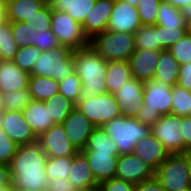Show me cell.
<instances>
[{
  "mask_svg": "<svg viewBox=\"0 0 191 191\" xmlns=\"http://www.w3.org/2000/svg\"><path fill=\"white\" fill-rule=\"evenodd\" d=\"M163 2L169 3L170 5L181 8L184 5L190 4L191 0H162Z\"/></svg>",
  "mask_w": 191,
  "mask_h": 191,
  "instance_id": "cell-54",
  "label": "cell"
},
{
  "mask_svg": "<svg viewBox=\"0 0 191 191\" xmlns=\"http://www.w3.org/2000/svg\"><path fill=\"white\" fill-rule=\"evenodd\" d=\"M40 145L47 157H68L74 156L78 150L70 142L62 124H54L46 132L37 137Z\"/></svg>",
  "mask_w": 191,
  "mask_h": 191,
  "instance_id": "cell-11",
  "label": "cell"
},
{
  "mask_svg": "<svg viewBox=\"0 0 191 191\" xmlns=\"http://www.w3.org/2000/svg\"><path fill=\"white\" fill-rule=\"evenodd\" d=\"M76 191H101L99 186H95V187H90V188H86V189H77Z\"/></svg>",
  "mask_w": 191,
  "mask_h": 191,
  "instance_id": "cell-55",
  "label": "cell"
},
{
  "mask_svg": "<svg viewBox=\"0 0 191 191\" xmlns=\"http://www.w3.org/2000/svg\"><path fill=\"white\" fill-rule=\"evenodd\" d=\"M191 112V91L174 85L172 87V114L180 117L188 116Z\"/></svg>",
  "mask_w": 191,
  "mask_h": 191,
  "instance_id": "cell-35",
  "label": "cell"
},
{
  "mask_svg": "<svg viewBox=\"0 0 191 191\" xmlns=\"http://www.w3.org/2000/svg\"><path fill=\"white\" fill-rule=\"evenodd\" d=\"M22 114L36 137L55 124L44 101L32 99L22 110Z\"/></svg>",
  "mask_w": 191,
  "mask_h": 191,
  "instance_id": "cell-20",
  "label": "cell"
},
{
  "mask_svg": "<svg viewBox=\"0 0 191 191\" xmlns=\"http://www.w3.org/2000/svg\"><path fill=\"white\" fill-rule=\"evenodd\" d=\"M180 65L168 50H161L156 65L154 79L161 80L172 87L177 84Z\"/></svg>",
  "mask_w": 191,
  "mask_h": 191,
  "instance_id": "cell-28",
  "label": "cell"
},
{
  "mask_svg": "<svg viewBox=\"0 0 191 191\" xmlns=\"http://www.w3.org/2000/svg\"><path fill=\"white\" fill-rule=\"evenodd\" d=\"M44 102L55 124H62L70 112L76 107L74 102L61 94L53 95Z\"/></svg>",
  "mask_w": 191,
  "mask_h": 191,
  "instance_id": "cell-30",
  "label": "cell"
},
{
  "mask_svg": "<svg viewBox=\"0 0 191 191\" xmlns=\"http://www.w3.org/2000/svg\"><path fill=\"white\" fill-rule=\"evenodd\" d=\"M65 132L70 142L78 151H82L88 142V138L95 128L91 121L75 107L63 121Z\"/></svg>",
  "mask_w": 191,
  "mask_h": 191,
  "instance_id": "cell-16",
  "label": "cell"
},
{
  "mask_svg": "<svg viewBox=\"0 0 191 191\" xmlns=\"http://www.w3.org/2000/svg\"><path fill=\"white\" fill-rule=\"evenodd\" d=\"M177 85L191 91V62L180 65Z\"/></svg>",
  "mask_w": 191,
  "mask_h": 191,
  "instance_id": "cell-47",
  "label": "cell"
},
{
  "mask_svg": "<svg viewBox=\"0 0 191 191\" xmlns=\"http://www.w3.org/2000/svg\"><path fill=\"white\" fill-rule=\"evenodd\" d=\"M12 187V177L10 166L8 164L0 163V189H7Z\"/></svg>",
  "mask_w": 191,
  "mask_h": 191,
  "instance_id": "cell-51",
  "label": "cell"
},
{
  "mask_svg": "<svg viewBox=\"0 0 191 191\" xmlns=\"http://www.w3.org/2000/svg\"><path fill=\"white\" fill-rule=\"evenodd\" d=\"M181 15L183 16V19L186 24H189L191 22V3L184 5L180 8Z\"/></svg>",
  "mask_w": 191,
  "mask_h": 191,
  "instance_id": "cell-53",
  "label": "cell"
},
{
  "mask_svg": "<svg viewBox=\"0 0 191 191\" xmlns=\"http://www.w3.org/2000/svg\"><path fill=\"white\" fill-rule=\"evenodd\" d=\"M187 31L191 34V22L187 24Z\"/></svg>",
  "mask_w": 191,
  "mask_h": 191,
  "instance_id": "cell-60",
  "label": "cell"
},
{
  "mask_svg": "<svg viewBox=\"0 0 191 191\" xmlns=\"http://www.w3.org/2000/svg\"><path fill=\"white\" fill-rule=\"evenodd\" d=\"M95 3L96 0H56L51 7L53 10L66 12L76 22L83 24Z\"/></svg>",
  "mask_w": 191,
  "mask_h": 191,
  "instance_id": "cell-26",
  "label": "cell"
},
{
  "mask_svg": "<svg viewBox=\"0 0 191 191\" xmlns=\"http://www.w3.org/2000/svg\"><path fill=\"white\" fill-rule=\"evenodd\" d=\"M186 154L191 156V146L188 148V150L186 151Z\"/></svg>",
  "mask_w": 191,
  "mask_h": 191,
  "instance_id": "cell-62",
  "label": "cell"
},
{
  "mask_svg": "<svg viewBox=\"0 0 191 191\" xmlns=\"http://www.w3.org/2000/svg\"><path fill=\"white\" fill-rule=\"evenodd\" d=\"M3 93L0 91V113L4 110L3 108Z\"/></svg>",
  "mask_w": 191,
  "mask_h": 191,
  "instance_id": "cell-57",
  "label": "cell"
},
{
  "mask_svg": "<svg viewBox=\"0 0 191 191\" xmlns=\"http://www.w3.org/2000/svg\"><path fill=\"white\" fill-rule=\"evenodd\" d=\"M89 46L106 61H128L136 49L134 34L108 30L95 35Z\"/></svg>",
  "mask_w": 191,
  "mask_h": 191,
  "instance_id": "cell-6",
  "label": "cell"
},
{
  "mask_svg": "<svg viewBox=\"0 0 191 191\" xmlns=\"http://www.w3.org/2000/svg\"><path fill=\"white\" fill-rule=\"evenodd\" d=\"M157 32H159L160 44L162 50L168 48L178 42L188 31L187 27H160L157 25Z\"/></svg>",
  "mask_w": 191,
  "mask_h": 191,
  "instance_id": "cell-42",
  "label": "cell"
},
{
  "mask_svg": "<svg viewBox=\"0 0 191 191\" xmlns=\"http://www.w3.org/2000/svg\"><path fill=\"white\" fill-rule=\"evenodd\" d=\"M57 46H59V43L51 29L39 30L35 34V47H37L41 52Z\"/></svg>",
  "mask_w": 191,
  "mask_h": 191,
  "instance_id": "cell-45",
  "label": "cell"
},
{
  "mask_svg": "<svg viewBox=\"0 0 191 191\" xmlns=\"http://www.w3.org/2000/svg\"><path fill=\"white\" fill-rule=\"evenodd\" d=\"M135 48L142 50H162L157 25H141L134 33Z\"/></svg>",
  "mask_w": 191,
  "mask_h": 191,
  "instance_id": "cell-31",
  "label": "cell"
},
{
  "mask_svg": "<svg viewBox=\"0 0 191 191\" xmlns=\"http://www.w3.org/2000/svg\"><path fill=\"white\" fill-rule=\"evenodd\" d=\"M13 191H32L29 189H12ZM33 191H41V190H33Z\"/></svg>",
  "mask_w": 191,
  "mask_h": 191,
  "instance_id": "cell-59",
  "label": "cell"
},
{
  "mask_svg": "<svg viewBox=\"0 0 191 191\" xmlns=\"http://www.w3.org/2000/svg\"><path fill=\"white\" fill-rule=\"evenodd\" d=\"M151 134L162 143L169 154L184 153L180 116L172 113L162 115L151 126Z\"/></svg>",
  "mask_w": 191,
  "mask_h": 191,
  "instance_id": "cell-10",
  "label": "cell"
},
{
  "mask_svg": "<svg viewBox=\"0 0 191 191\" xmlns=\"http://www.w3.org/2000/svg\"><path fill=\"white\" fill-rule=\"evenodd\" d=\"M47 156L36 142L20 145L10 166L12 189L46 191L48 178L45 174Z\"/></svg>",
  "mask_w": 191,
  "mask_h": 191,
  "instance_id": "cell-1",
  "label": "cell"
},
{
  "mask_svg": "<svg viewBox=\"0 0 191 191\" xmlns=\"http://www.w3.org/2000/svg\"><path fill=\"white\" fill-rule=\"evenodd\" d=\"M135 191H166L160 182L155 178H151L135 184Z\"/></svg>",
  "mask_w": 191,
  "mask_h": 191,
  "instance_id": "cell-49",
  "label": "cell"
},
{
  "mask_svg": "<svg viewBox=\"0 0 191 191\" xmlns=\"http://www.w3.org/2000/svg\"><path fill=\"white\" fill-rule=\"evenodd\" d=\"M30 74L13 61L0 60V91L8 93L27 88Z\"/></svg>",
  "mask_w": 191,
  "mask_h": 191,
  "instance_id": "cell-21",
  "label": "cell"
},
{
  "mask_svg": "<svg viewBox=\"0 0 191 191\" xmlns=\"http://www.w3.org/2000/svg\"><path fill=\"white\" fill-rule=\"evenodd\" d=\"M160 52L161 50L135 49L128 60L132 76L142 82L154 79Z\"/></svg>",
  "mask_w": 191,
  "mask_h": 191,
  "instance_id": "cell-17",
  "label": "cell"
},
{
  "mask_svg": "<svg viewBox=\"0 0 191 191\" xmlns=\"http://www.w3.org/2000/svg\"><path fill=\"white\" fill-rule=\"evenodd\" d=\"M52 7L46 4L42 9L36 12L35 16L27 24L28 27L38 32L39 30H48L51 28L52 21Z\"/></svg>",
  "mask_w": 191,
  "mask_h": 191,
  "instance_id": "cell-43",
  "label": "cell"
},
{
  "mask_svg": "<svg viewBox=\"0 0 191 191\" xmlns=\"http://www.w3.org/2000/svg\"><path fill=\"white\" fill-rule=\"evenodd\" d=\"M156 25L160 27H187L180 8H176L169 3L161 2L157 14Z\"/></svg>",
  "mask_w": 191,
  "mask_h": 191,
  "instance_id": "cell-33",
  "label": "cell"
},
{
  "mask_svg": "<svg viewBox=\"0 0 191 191\" xmlns=\"http://www.w3.org/2000/svg\"><path fill=\"white\" fill-rule=\"evenodd\" d=\"M179 65L191 62V34L187 32L178 42L168 48Z\"/></svg>",
  "mask_w": 191,
  "mask_h": 191,
  "instance_id": "cell-40",
  "label": "cell"
},
{
  "mask_svg": "<svg viewBox=\"0 0 191 191\" xmlns=\"http://www.w3.org/2000/svg\"><path fill=\"white\" fill-rule=\"evenodd\" d=\"M31 98L46 101L53 95L59 94V82L53 78L30 75L27 86Z\"/></svg>",
  "mask_w": 191,
  "mask_h": 191,
  "instance_id": "cell-27",
  "label": "cell"
},
{
  "mask_svg": "<svg viewBox=\"0 0 191 191\" xmlns=\"http://www.w3.org/2000/svg\"><path fill=\"white\" fill-rule=\"evenodd\" d=\"M8 21L7 1L0 0V24Z\"/></svg>",
  "mask_w": 191,
  "mask_h": 191,
  "instance_id": "cell-52",
  "label": "cell"
},
{
  "mask_svg": "<svg viewBox=\"0 0 191 191\" xmlns=\"http://www.w3.org/2000/svg\"><path fill=\"white\" fill-rule=\"evenodd\" d=\"M82 153H103L119 156V149L112 138L101 128L95 127L88 138L86 147Z\"/></svg>",
  "mask_w": 191,
  "mask_h": 191,
  "instance_id": "cell-25",
  "label": "cell"
},
{
  "mask_svg": "<svg viewBox=\"0 0 191 191\" xmlns=\"http://www.w3.org/2000/svg\"><path fill=\"white\" fill-rule=\"evenodd\" d=\"M172 111V86L152 79L144 82L143 104L138 110L136 119L153 126L162 115Z\"/></svg>",
  "mask_w": 191,
  "mask_h": 191,
  "instance_id": "cell-3",
  "label": "cell"
},
{
  "mask_svg": "<svg viewBox=\"0 0 191 191\" xmlns=\"http://www.w3.org/2000/svg\"><path fill=\"white\" fill-rule=\"evenodd\" d=\"M180 191H191V187L183 189V190H180Z\"/></svg>",
  "mask_w": 191,
  "mask_h": 191,
  "instance_id": "cell-64",
  "label": "cell"
},
{
  "mask_svg": "<svg viewBox=\"0 0 191 191\" xmlns=\"http://www.w3.org/2000/svg\"><path fill=\"white\" fill-rule=\"evenodd\" d=\"M11 30L13 38L19 48L35 46V34L37 32L28 27L26 23L11 22Z\"/></svg>",
  "mask_w": 191,
  "mask_h": 191,
  "instance_id": "cell-39",
  "label": "cell"
},
{
  "mask_svg": "<svg viewBox=\"0 0 191 191\" xmlns=\"http://www.w3.org/2000/svg\"><path fill=\"white\" fill-rule=\"evenodd\" d=\"M143 93L144 82L134 77L122 84V86L113 93L123 116L136 117L138 110L143 104Z\"/></svg>",
  "mask_w": 191,
  "mask_h": 191,
  "instance_id": "cell-15",
  "label": "cell"
},
{
  "mask_svg": "<svg viewBox=\"0 0 191 191\" xmlns=\"http://www.w3.org/2000/svg\"><path fill=\"white\" fill-rule=\"evenodd\" d=\"M113 5L114 0H96L95 6L82 24L89 40L107 29Z\"/></svg>",
  "mask_w": 191,
  "mask_h": 191,
  "instance_id": "cell-18",
  "label": "cell"
},
{
  "mask_svg": "<svg viewBox=\"0 0 191 191\" xmlns=\"http://www.w3.org/2000/svg\"><path fill=\"white\" fill-rule=\"evenodd\" d=\"M54 1L56 0H45L46 4H49V5H51Z\"/></svg>",
  "mask_w": 191,
  "mask_h": 191,
  "instance_id": "cell-61",
  "label": "cell"
},
{
  "mask_svg": "<svg viewBox=\"0 0 191 191\" xmlns=\"http://www.w3.org/2000/svg\"><path fill=\"white\" fill-rule=\"evenodd\" d=\"M73 50L59 45L42 51L34 61L30 75L53 78L57 81L65 79L74 71Z\"/></svg>",
  "mask_w": 191,
  "mask_h": 191,
  "instance_id": "cell-5",
  "label": "cell"
},
{
  "mask_svg": "<svg viewBox=\"0 0 191 191\" xmlns=\"http://www.w3.org/2000/svg\"><path fill=\"white\" fill-rule=\"evenodd\" d=\"M141 25L137 7L122 0H114L106 30L134 34Z\"/></svg>",
  "mask_w": 191,
  "mask_h": 191,
  "instance_id": "cell-13",
  "label": "cell"
},
{
  "mask_svg": "<svg viewBox=\"0 0 191 191\" xmlns=\"http://www.w3.org/2000/svg\"><path fill=\"white\" fill-rule=\"evenodd\" d=\"M122 1L129 3L131 6L137 7L138 2L140 0H122Z\"/></svg>",
  "mask_w": 191,
  "mask_h": 191,
  "instance_id": "cell-56",
  "label": "cell"
},
{
  "mask_svg": "<svg viewBox=\"0 0 191 191\" xmlns=\"http://www.w3.org/2000/svg\"><path fill=\"white\" fill-rule=\"evenodd\" d=\"M101 128L117 144L120 155L131 154L136 142L151 134V126L123 115L105 123Z\"/></svg>",
  "mask_w": 191,
  "mask_h": 191,
  "instance_id": "cell-4",
  "label": "cell"
},
{
  "mask_svg": "<svg viewBox=\"0 0 191 191\" xmlns=\"http://www.w3.org/2000/svg\"><path fill=\"white\" fill-rule=\"evenodd\" d=\"M73 165V156L68 157H47L45 174L48 179L68 178Z\"/></svg>",
  "mask_w": 191,
  "mask_h": 191,
  "instance_id": "cell-32",
  "label": "cell"
},
{
  "mask_svg": "<svg viewBox=\"0 0 191 191\" xmlns=\"http://www.w3.org/2000/svg\"><path fill=\"white\" fill-rule=\"evenodd\" d=\"M59 82V94L71 100L75 104L78 102L81 92V80L74 72Z\"/></svg>",
  "mask_w": 191,
  "mask_h": 191,
  "instance_id": "cell-38",
  "label": "cell"
},
{
  "mask_svg": "<svg viewBox=\"0 0 191 191\" xmlns=\"http://www.w3.org/2000/svg\"><path fill=\"white\" fill-rule=\"evenodd\" d=\"M59 45L72 50H79L90 45L82 24L76 22L69 14L62 11H52L51 28Z\"/></svg>",
  "mask_w": 191,
  "mask_h": 191,
  "instance_id": "cell-8",
  "label": "cell"
},
{
  "mask_svg": "<svg viewBox=\"0 0 191 191\" xmlns=\"http://www.w3.org/2000/svg\"><path fill=\"white\" fill-rule=\"evenodd\" d=\"M77 189L71 184V182L64 178L59 180L48 179V185L46 191H76Z\"/></svg>",
  "mask_w": 191,
  "mask_h": 191,
  "instance_id": "cell-48",
  "label": "cell"
},
{
  "mask_svg": "<svg viewBox=\"0 0 191 191\" xmlns=\"http://www.w3.org/2000/svg\"><path fill=\"white\" fill-rule=\"evenodd\" d=\"M18 49L13 38L11 22L6 21L0 24V60L13 61Z\"/></svg>",
  "mask_w": 191,
  "mask_h": 191,
  "instance_id": "cell-34",
  "label": "cell"
},
{
  "mask_svg": "<svg viewBox=\"0 0 191 191\" xmlns=\"http://www.w3.org/2000/svg\"><path fill=\"white\" fill-rule=\"evenodd\" d=\"M45 5V0H7L8 21L30 24L36 12Z\"/></svg>",
  "mask_w": 191,
  "mask_h": 191,
  "instance_id": "cell-24",
  "label": "cell"
},
{
  "mask_svg": "<svg viewBox=\"0 0 191 191\" xmlns=\"http://www.w3.org/2000/svg\"><path fill=\"white\" fill-rule=\"evenodd\" d=\"M189 155L169 154L155 170V178L166 191H180L191 187L188 171Z\"/></svg>",
  "mask_w": 191,
  "mask_h": 191,
  "instance_id": "cell-7",
  "label": "cell"
},
{
  "mask_svg": "<svg viewBox=\"0 0 191 191\" xmlns=\"http://www.w3.org/2000/svg\"><path fill=\"white\" fill-rule=\"evenodd\" d=\"M97 183L116 176L118 156L103 153H83Z\"/></svg>",
  "mask_w": 191,
  "mask_h": 191,
  "instance_id": "cell-22",
  "label": "cell"
},
{
  "mask_svg": "<svg viewBox=\"0 0 191 191\" xmlns=\"http://www.w3.org/2000/svg\"><path fill=\"white\" fill-rule=\"evenodd\" d=\"M182 137L184 140V153L191 146V118L188 116L181 117Z\"/></svg>",
  "mask_w": 191,
  "mask_h": 191,
  "instance_id": "cell-50",
  "label": "cell"
},
{
  "mask_svg": "<svg viewBox=\"0 0 191 191\" xmlns=\"http://www.w3.org/2000/svg\"><path fill=\"white\" fill-rule=\"evenodd\" d=\"M18 149V145L9 138L0 126V163L10 164Z\"/></svg>",
  "mask_w": 191,
  "mask_h": 191,
  "instance_id": "cell-44",
  "label": "cell"
},
{
  "mask_svg": "<svg viewBox=\"0 0 191 191\" xmlns=\"http://www.w3.org/2000/svg\"><path fill=\"white\" fill-rule=\"evenodd\" d=\"M4 111H22L32 100L28 88L3 94Z\"/></svg>",
  "mask_w": 191,
  "mask_h": 191,
  "instance_id": "cell-36",
  "label": "cell"
},
{
  "mask_svg": "<svg viewBox=\"0 0 191 191\" xmlns=\"http://www.w3.org/2000/svg\"><path fill=\"white\" fill-rule=\"evenodd\" d=\"M73 62L74 71L82 85L78 101H87L98 94L108 93L105 81L108 61L88 46L73 50Z\"/></svg>",
  "mask_w": 191,
  "mask_h": 191,
  "instance_id": "cell-2",
  "label": "cell"
},
{
  "mask_svg": "<svg viewBox=\"0 0 191 191\" xmlns=\"http://www.w3.org/2000/svg\"><path fill=\"white\" fill-rule=\"evenodd\" d=\"M115 177L137 184L155 177V169L133 153L119 155Z\"/></svg>",
  "mask_w": 191,
  "mask_h": 191,
  "instance_id": "cell-14",
  "label": "cell"
},
{
  "mask_svg": "<svg viewBox=\"0 0 191 191\" xmlns=\"http://www.w3.org/2000/svg\"><path fill=\"white\" fill-rule=\"evenodd\" d=\"M0 126L18 146L37 142V137L23 117L22 111H2Z\"/></svg>",
  "mask_w": 191,
  "mask_h": 191,
  "instance_id": "cell-12",
  "label": "cell"
},
{
  "mask_svg": "<svg viewBox=\"0 0 191 191\" xmlns=\"http://www.w3.org/2000/svg\"><path fill=\"white\" fill-rule=\"evenodd\" d=\"M76 189L99 186L89 167L85 155L78 151L73 156L72 169L67 178Z\"/></svg>",
  "mask_w": 191,
  "mask_h": 191,
  "instance_id": "cell-23",
  "label": "cell"
},
{
  "mask_svg": "<svg viewBox=\"0 0 191 191\" xmlns=\"http://www.w3.org/2000/svg\"><path fill=\"white\" fill-rule=\"evenodd\" d=\"M41 51L35 46L20 47L13 62L28 74L31 73L34 61L40 56Z\"/></svg>",
  "mask_w": 191,
  "mask_h": 191,
  "instance_id": "cell-41",
  "label": "cell"
},
{
  "mask_svg": "<svg viewBox=\"0 0 191 191\" xmlns=\"http://www.w3.org/2000/svg\"><path fill=\"white\" fill-rule=\"evenodd\" d=\"M0 191H13L12 188L0 189Z\"/></svg>",
  "mask_w": 191,
  "mask_h": 191,
  "instance_id": "cell-63",
  "label": "cell"
},
{
  "mask_svg": "<svg viewBox=\"0 0 191 191\" xmlns=\"http://www.w3.org/2000/svg\"><path fill=\"white\" fill-rule=\"evenodd\" d=\"M188 171H189V179H190V184H191V156H189Z\"/></svg>",
  "mask_w": 191,
  "mask_h": 191,
  "instance_id": "cell-58",
  "label": "cell"
},
{
  "mask_svg": "<svg viewBox=\"0 0 191 191\" xmlns=\"http://www.w3.org/2000/svg\"><path fill=\"white\" fill-rule=\"evenodd\" d=\"M101 191H135V184L119 178H111L99 184Z\"/></svg>",
  "mask_w": 191,
  "mask_h": 191,
  "instance_id": "cell-46",
  "label": "cell"
},
{
  "mask_svg": "<svg viewBox=\"0 0 191 191\" xmlns=\"http://www.w3.org/2000/svg\"><path fill=\"white\" fill-rule=\"evenodd\" d=\"M132 153L151 165L155 170L169 156V152L152 134L136 142Z\"/></svg>",
  "mask_w": 191,
  "mask_h": 191,
  "instance_id": "cell-19",
  "label": "cell"
},
{
  "mask_svg": "<svg viewBox=\"0 0 191 191\" xmlns=\"http://www.w3.org/2000/svg\"><path fill=\"white\" fill-rule=\"evenodd\" d=\"M131 78L133 76L128 61H108L105 78L108 93L113 94Z\"/></svg>",
  "mask_w": 191,
  "mask_h": 191,
  "instance_id": "cell-29",
  "label": "cell"
},
{
  "mask_svg": "<svg viewBox=\"0 0 191 191\" xmlns=\"http://www.w3.org/2000/svg\"><path fill=\"white\" fill-rule=\"evenodd\" d=\"M162 0H140L137 5L142 25H156L157 14Z\"/></svg>",
  "mask_w": 191,
  "mask_h": 191,
  "instance_id": "cell-37",
  "label": "cell"
},
{
  "mask_svg": "<svg viewBox=\"0 0 191 191\" xmlns=\"http://www.w3.org/2000/svg\"><path fill=\"white\" fill-rule=\"evenodd\" d=\"M76 107L91 121L94 127L121 116V111L114 94H98L87 101H78Z\"/></svg>",
  "mask_w": 191,
  "mask_h": 191,
  "instance_id": "cell-9",
  "label": "cell"
}]
</instances>
